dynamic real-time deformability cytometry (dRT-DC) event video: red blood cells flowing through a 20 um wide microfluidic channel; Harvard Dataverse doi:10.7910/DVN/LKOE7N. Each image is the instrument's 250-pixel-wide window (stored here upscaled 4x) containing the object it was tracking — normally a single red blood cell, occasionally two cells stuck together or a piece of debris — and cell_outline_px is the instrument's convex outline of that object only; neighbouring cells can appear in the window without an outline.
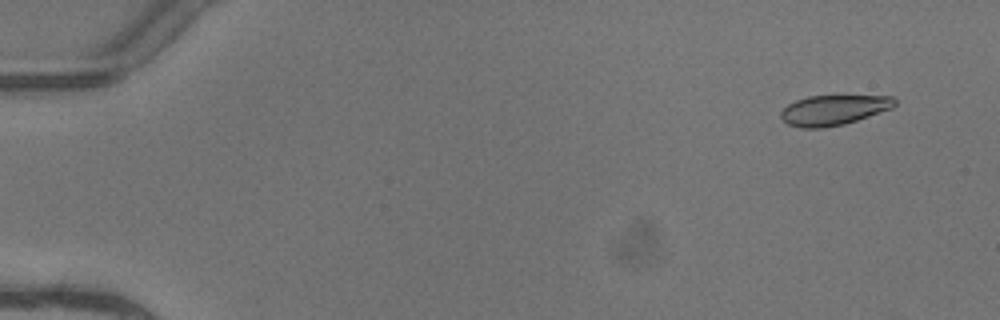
{"species": "common noctule bat (a hibernating species)", "species_latin": "Nyctalus noctula", "temperature_condition": "warm", "stored_images_in_passage": 5, "camera_frame_rate_fps": 3000, "um_per_image_px": 0.085, "animal": {"sex": "female"}, "frame": {"image": 1, "passage_image": 1, "time_ms": 0.0, "image_size_px": [1000, 320], "cell_outline_px": [[896, 104], [892, 108], [844, 124], [824, 128], [800, 128], [788, 124], [780, 116], [780, 112], [788, 104], [796, 100], [808, 96], [892, 96], [896, 100]], "centroid_in_image_um": [70.84, 9.35], "position_along_channel_um": 14.2, "area_um2": 19.83}}
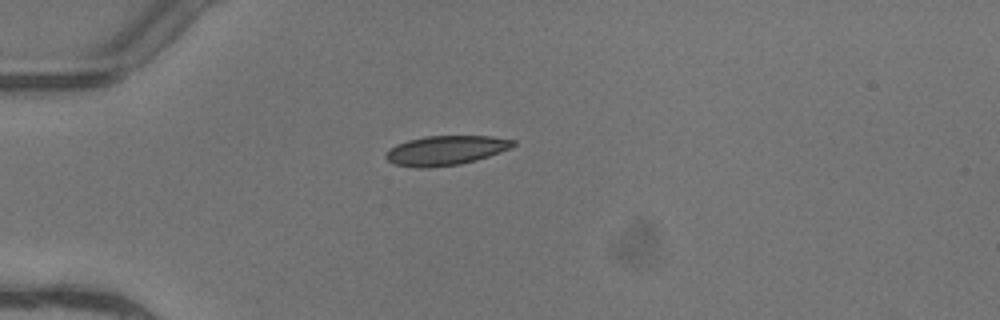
{"frame": {"image": 2, "passage_image": 4, "time_ms": 1.0, "image_size_px": [1000, 320], "cell_outline_px": [[516, 144], [512, 148], [476, 160], [460, 164], [428, 168], [416, 168], [392, 164], [384, 156], [384, 152], [388, 148], [396, 144], [408, 140], [424, 136], [492, 136], [516, 140]], "centroid_in_image_um": [37.85, 12.78], "position_along_channel_um": 47.1, "area_um2": 22.2}}